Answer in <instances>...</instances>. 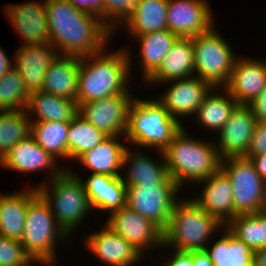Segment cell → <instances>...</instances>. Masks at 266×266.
I'll return each mask as SVG.
<instances>
[{"instance_id":"cell-1","label":"cell","mask_w":266,"mask_h":266,"mask_svg":"<svg viewBox=\"0 0 266 266\" xmlns=\"http://www.w3.org/2000/svg\"><path fill=\"white\" fill-rule=\"evenodd\" d=\"M44 3L51 45L60 55L84 57L107 48L115 32L98 15L79 9L68 0Z\"/></svg>"},{"instance_id":"cell-2","label":"cell","mask_w":266,"mask_h":266,"mask_svg":"<svg viewBox=\"0 0 266 266\" xmlns=\"http://www.w3.org/2000/svg\"><path fill=\"white\" fill-rule=\"evenodd\" d=\"M127 48L122 47L108 53L105 48L98 53L80 57L76 100L78 105L116 94L130 93L128 79L131 78L130 72L134 65L130 49Z\"/></svg>"},{"instance_id":"cell-3","label":"cell","mask_w":266,"mask_h":266,"mask_svg":"<svg viewBox=\"0 0 266 266\" xmlns=\"http://www.w3.org/2000/svg\"><path fill=\"white\" fill-rule=\"evenodd\" d=\"M188 133L183 127L162 151L168 175L182 190V186L189 182L197 183L209 178L221 165L214 140H200Z\"/></svg>"},{"instance_id":"cell-4","label":"cell","mask_w":266,"mask_h":266,"mask_svg":"<svg viewBox=\"0 0 266 266\" xmlns=\"http://www.w3.org/2000/svg\"><path fill=\"white\" fill-rule=\"evenodd\" d=\"M192 198L182 200L181 197L172 209L169 224L163 231V248L183 252L204 250L212 236L225 228L218 218L201 209Z\"/></svg>"},{"instance_id":"cell-5","label":"cell","mask_w":266,"mask_h":266,"mask_svg":"<svg viewBox=\"0 0 266 266\" xmlns=\"http://www.w3.org/2000/svg\"><path fill=\"white\" fill-rule=\"evenodd\" d=\"M183 126L157 98L146 100L135 96L129 108L124 140L137 149L147 147L163 151Z\"/></svg>"},{"instance_id":"cell-6","label":"cell","mask_w":266,"mask_h":266,"mask_svg":"<svg viewBox=\"0 0 266 266\" xmlns=\"http://www.w3.org/2000/svg\"><path fill=\"white\" fill-rule=\"evenodd\" d=\"M81 177L65 168L57 177L36 185L38 193L49 204L59 226L69 237L93 211Z\"/></svg>"},{"instance_id":"cell-7","label":"cell","mask_w":266,"mask_h":266,"mask_svg":"<svg viewBox=\"0 0 266 266\" xmlns=\"http://www.w3.org/2000/svg\"><path fill=\"white\" fill-rule=\"evenodd\" d=\"M71 240L59 226L49 204L38 194L29 204L20 242L25 252L37 264L49 266L58 260L55 249ZM58 242V243H57ZM58 244V245H57Z\"/></svg>"},{"instance_id":"cell-8","label":"cell","mask_w":266,"mask_h":266,"mask_svg":"<svg viewBox=\"0 0 266 266\" xmlns=\"http://www.w3.org/2000/svg\"><path fill=\"white\" fill-rule=\"evenodd\" d=\"M194 73L212 87H224L233 70L236 53L213 25L207 32L192 37Z\"/></svg>"},{"instance_id":"cell-9","label":"cell","mask_w":266,"mask_h":266,"mask_svg":"<svg viewBox=\"0 0 266 266\" xmlns=\"http://www.w3.org/2000/svg\"><path fill=\"white\" fill-rule=\"evenodd\" d=\"M126 206L150 219L162 231L170 221L172 209L181 199L182 189L168 175L159 185H126ZM179 195V197L177 196Z\"/></svg>"},{"instance_id":"cell-10","label":"cell","mask_w":266,"mask_h":266,"mask_svg":"<svg viewBox=\"0 0 266 266\" xmlns=\"http://www.w3.org/2000/svg\"><path fill=\"white\" fill-rule=\"evenodd\" d=\"M220 169L231 181L235 216L263 211L265 181L249 158H225L221 160Z\"/></svg>"},{"instance_id":"cell-11","label":"cell","mask_w":266,"mask_h":266,"mask_svg":"<svg viewBox=\"0 0 266 266\" xmlns=\"http://www.w3.org/2000/svg\"><path fill=\"white\" fill-rule=\"evenodd\" d=\"M106 219L105 225L131 243L144 256L146 249L149 251L152 248H163V231L150 219L128 206L111 212Z\"/></svg>"},{"instance_id":"cell-12","label":"cell","mask_w":266,"mask_h":266,"mask_svg":"<svg viewBox=\"0 0 266 266\" xmlns=\"http://www.w3.org/2000/svg\"><path fill=\"white\" fill-rule=\"evenodd\" d=\"M135 98L131 93L116 94L79 104V114L108 136H123L127 128L129 108Z\"/></svg>"},{"instance_id":"cell-13","label":"cell","mask_w":266,"mask_h":266,"mask_svg":"<svg viewBox=\"0 0 266 266\" xmlns=\"http://www.w3.org/2000/svg\"><path fill=\"white\" fill-rule=\"evenodd\" d=\"M256 119L248 104H237L214 142L221 160L245 157L254 133Z\"/></svg>"},{"instance_id":"cell-14","label":"cell","mask_w":266,"mask_h":266,"mask_svg":"<svg viewBox=\"0 0 266 266\" xmlns=\"http://www.w3.org/2000/svg\"><path fill=\"white\" fill-rule=\"evenodd\" d=\"M207 0H168L167 29L178 37L192 38L207 32L213 13Z\"/></svg>"},{"instance_id":"cell-15","label":"cell","mask_w":266,"mask_h":266,"mask_svg":"<svg viewBox=\"0 0 266 266\" xmlns=\"http://www.w3.org/2000/svg\"><path fill=\"white\" fill-rule=\"evenodd\" d=\"M4 9L6 19L23 40V45L51 44L44 2L8 4Z\"/></svg>"},{"instance_id":"cell-16","label":"cell","mask_w":266,"mask_h":266,"mask_svg":"<svg viewBox=\"0 0 266 266\" xmlns=\"http://www.w3.org/2000/svg\"><path fill=\"white\" fill-rule=\"evenodd\" d=\"M85 237L86 249L107 266H133L143 260L142 253L107 225Z\"/></svg>"},{"instance_id":"cell-17","label":"cell","mask_w":266,"mask_h":266,"mask_svg":"<svg viewBox=\"0 0 266 266\" xmlns=\"http://www.w3.org/2000/svg\"><path fill=\"white\" fill-rule=\"evenodd\" d=\"M58 160L50 153L39 146L30 135L28 138L18 142L0 160V166L9 170L22 173H32L39 171L47 172L46 179H51L60 175L65 169L57 165Z\"/></svg>"},{"instance_id":"cell-18","label":"cell","mask_w":266,"mask_h":266,"mask_svg":"<svg viewBox=\"0 0 266 266\" xmlns=\"http://www.w3.org/2000/svg\"><path fill=\"white\" fill-rule=\"evenodd\" d=\"M14 68L22 77L26 92L30 95L42 91L45 73L60 55L51 44L22 45L15 50Z\"/></svg>"},{"instance_id":"cell-19","label":"cell","mask_w":266,"mask_h":266,"mask_svg":"<svg viewBox=\"0 0 266 266\" xmlns=\"http://www.w3.org/2000/svg\"><path fill=\"white\" fill-rule=\"evenodd\" d=\"M172 84L158 100L169 111L172 117L180 123L181 117L195 115L202 105L204 97L212 86L200 78L193 76L186 79L173 80L165 84Z\"/></svg>"},{"instance_id":"cell-20","label":"cell","mask_w":266,"mask_h":266,"mask_svg":"<svg viewBox=\"0 0 266 266\" xmlns=\"http://www.w3.org/2000/svg\"><path fill=\"white\" fill-rule=\"evenodd\" d=\"M266 87V60L237 57L224 86L238 104H249Z\"/></svg>"},{"instance_id":"cell-21","label":"cell","mask_w":266,"mask_h":266,"mask_svg":"<svg viewBox=\"0 0 266 266\" xmlns=\"http://www.w3.org/2000/svg\"><path fill=\"white\" fill-rule=\"evenodd\" d=\"M198 183L204 186L200 195L198 194L192 200L201 209L218 218L224 225L236 217L231 181L221 169Z\"/></svg>"},{"instance_id":"cell-22","label":"cell","mask_w":266,"mask_h":266,"mask_svg":"<svg viewBox=\"0 0 266 266\" xmlns=\"http://www.w3.org/2000/svg\"><path fill=\"white\" fill-rule=\"evenodd\" d=\"M192 38L179 37L162 60L158 69L144 82L152 85L195 76Z\"/></svg>"},{"instance_id":"cell-23","label":"cell","mask_w":266,"mask_h":266,"mask_svg":"<svg viewBox=\"0 0 266 266\" xmlns=\"http://www.w3.org/2000/svg\"><path fill=\"white\" fill-rule=\"evenodd\" d=\"M82 184L93 211L111 213L126 206L127 186L121 175L114 177L90 173L87 179L82 180Z\"/></svg>"},{"instance_id":"cell-24","label":"cell","mask_w":266,"mask_h":266,"mask_svg":"<svg viewBox=\"0 0 266 266\" xmlns=\"http://www.w3.org/2000/svg\"><path fill=\"white\" fill-rule=\"evenodd\" d=\"M126 148L123 155L122 179L126 185H159L167 176V166L162 151H157L161 161L146 156L144 150ZM132 151V152H131ZM163 159V160H162ZM125 174V175H123Z\"/></svg>"},{"instance_id":"cell-25","label":"cell","mask_w":266,"mask_h":266,"mask_svg":"<svg viewBox=\"0 0 266 266\" xmlns=\"http://www.w3.org/2000/svg\"><path fill=\"white\" fill-rule=\"evenodd\" d=\"M33 187L0 195V236L20 241L28 204L39 194Z\"/></svg>"},{"instance_id":"cell-26","label":"cell","mask_w":266,"mask_h":266,"mask_svg":"<svg viewBox=\"0 0 266 266\" xmlns=\"http://www.w3.org/2000/svg\"><path fill=\"white\" fill-rule=\"evenodd\" d=\"M80 57L59 55L45 73L42 91L69 100H77Z\"/></svg>"},{"instance_id":"cell-27","label":"cell","mask_w":266,"mask_h":266,"mask_svg":"<svg viewBox=\"0 0 266 266\" xmlns=\"http://www.w3.org/2000/svg\"><path fill=\"white\" fill-rule=\"evenodd\" d=\"M127 145L120 136H108L93 149L80 155L75 161L91 170L92 174L122 175L123 155Z\"/></svg>"},{"instance_id":"cell-28","label":"cell","mask_w":266,"mask_h":266,"mask_svg":"<svg viewBox=\"0 0 266 266\" xmlns=\"http://www.w3.org/2000/svg\"><path fill=\"white\" fill-rule=\"evenodd\" d=\"M25 110L31 122H70L79 113V106L74 100L39 91L29 95Z\"/></svg>"},{"instance_id":"cell-29","label":"cell","mask_w":266,"mask_h":266,"mask_svg":"<svg viewBox=\"0 0 266 266\" xmlns=\"http://www.w3.org/2000/svg\"><path fill=\"white\" fill-rule=\"evenodd\" d=\"M167 5L168 0H140L122 25L134 37L165 30Z\"/></svg>"},{"instance_id":"cell-30","label":"cell","mask_w":266,"mask_h":266,"mask_svg":"<svg viewBox=\"0 0 266 266\" xmlns=\"http://www.w3.org/2000/svg\"><path fill=\"white\" fill-rule=\"evenodd\" d=\"M219 89L223 91H221L222 94L217 91ZM237 104V101L224 87L223 89L222 87H212L194 117L201 128L204 127L208 131L218 133L230 118Z\"/></svg>"},{"instance_id":"cell-31","label":"cell","mask_w":266,"mask_h":266,"mask_svg":"<svg viewBox=\"0 0 266 266\" xmlns=\"http://www.w3.org/2000/svg\"><path fill=\"white\" fill-rule=\"evenodd\" d=\"M223 231L204 249L214 266H253L254 251L227 229Z\"/></svg>"},{"instance_id":"cell-32","label":"cell","mask_w":266,"mask_h":266,"mask_svg":"<svg viewBox=\"0 0 266 266\" xmlns=\"http://www.w3.org/2000/svg\"><path fill=\"white\" fill-rule=\"evenodd\" d=\"M139 41V63L143 80H147L160 66L162 60L171 50L175 41L179 38L175 33L165 29L136 36Z\"/></svg>"},{"instance_id":"cell-33","label":"cell","mask_w":266,"mask_h":266,"mask_svg":"<svg viewBox=\"0 0 266 266\" xmlns=\"http://www.w3.org/2000/svg\"><path fill=\"white\" fill-rule=\"evenodd\" d=\"M69 122L37 121L31 123V136L57 160H68Z\"/></svg>"},{"instance_id":"cell-34","label":"cell","mask_w":266,"mask_h":266,"mask_svg":"<svg viewBox=\"0 0 266 266\" xmlns=\"http://www.w3.org/2000/svg\"><path fill=\"white\" fill-rule=\"evenodd\" d=\"M108 135L94 127L79 113L69 122L68 159L76 160L83 153L103 142Z\"/></svg>"},{"instance_id":"cell-35","label":"cell","mask_w":266,"mask_h":266,"mask_svg":"<svg viewBox=\"0 0 266 266\" xmlns=\"http://www.w3.org/2000/svg\"><path fill=\"white\" fill-rule=\"evenodd\" d=\"M31 123L26 110L0 111V160L18 142L31 135Z\"/></svg>"},{"instance_id":"cell-36","label":"cell","mask_w":266,"mask_h":266,"mask_svg":"<svg viewBox=\"0 0 266 266\" xmlns=\"http://www.w3.org/2000/svg\"><path fill=\"white\" fill-rule=\"evenodd\" d=\"M29 94L22 77L15 68L0 77V111L25 110Z\"/></svg>"},{"instance_id":"cell-37","label":"cell","mask_w":266,"mask_h":266,"mask_svg":"<svg viewBox=\"0 0 266 266\" xmlns=\"http://www.w3.org/2000/svg\"><path fill=\"white\" fill-rule=\"evenodd\" d=\"M260 227L259 212L237 215L225 225L234 237L243 241L253 251L261 249Z\"/></svg>"},{"instance_id":"cell-38","label":"cell","mask_w":266,"mask_h":266,"mask_svg":"<svg viewBox=\"0 0 266 266\" xmlns=\"http://www.w3.org/2000/svg\"><path fill=\"white\" fill-rule=\"evenodd\" d=\"M140 0H103L100 19L114 32L128 18ZM118 24V25H117Z\"/></svg>"},{"instance_id":"cell-39","label":"cell","mask_w":266,"mask_h":266,"mask_svg":"<svg viewBox=\"0 0 266 266\" xmlns=\"http://www.w3.org/2000/svg\"><path fill=\"white\" fill-rule=\"evenodd\" d=\"M35 262L25 252L20 241L0 236V264L4 266H31Z\"/></svg>"},{"instance_id":"cell-40","label":"cell","mask_w":266,"mask_h":266,"mask_svg":"<svg viewBox=\"0 0 266 266\" xmlns=\"http://www.w3.org/2000/svg\"><path fill=\"white\" fill-rule=\"evenodd\" d=\"M266 153V123L256 122L249 150L245 158Z\"/></svg>"},{"instance_id":"cell-41","label":"cell","mask_w":266,"mask_h":266,"mask_svg":"<svg viewBox=\"0 0 266 266\" xmlns=\"http://www.w3.org/2000/svg\"><path fill=\"white\" fill-rule=\"evenodd\" d=\"M248 105L256 122L266 123V87Z\"/></svg>"},{"instance_id":"cell-42","label":"cell","mask_w":266,"mask_h":266,"mask_svg":"<svg viewBox=\"0 0 266 266\" xmlns=\"http://www.w3.org/2000/svg\"><path fill=\"white\" fill-rule=\"evenodd\" d=\"M172 253L173 254L170 256L171 258H167L162 266H194L192 261V251L183 252L173 250Z\"/></svg>"},{"instance_id":"cell-43","label":"cell","mask_w":266,"mask_h":266,"mask_svg":"<svg viewBox=\"0 0 266 266\" xmlns=\"http://www.w3.org/2000/svg\"><path fill=\"white\" fill-rule=\"evenodd\" d=\"M75 7L99 15L103 11V0H68Z\"/></svg>"},{"instance_id":"cell-44","label":"cell","mask_w":266,"mask_h":266,"mask_svg":"<svg viewBox=\"0 0 266 266\" xmlns=\"http://www.w3.org/2000/svg\"><path fill=\"white\" fill-rule=\"evenodd\" d=\"M249 159L255 165L256 172L266 181V153L251 156Z\"/></svg>"},{"instance_id":"cell-45","label":"cell","mask_w":266,"mask_h":266,"mask_svg":"<svg viewBox=\"0 0 266 266\" xmlns=\"http://www.w3.org/2000/svg\"><path fill=\"white\" fill-rule=\"evenodd\" d=\"M194 266H214L205 250L192 251Z\"/></svg>"},{"instance_id":"cell-46","label":"cell","mask_w":266,"mask_h":266,"mask_svg":"<svg viewBox=\"0 0 266 266\" xmlns=\"http://www.w3.org/2000/svg\"><path fill=\"white\" fill-rule=\"evenodd\" d=\"M10 60L12 59H9V56L6 54V52L0 47V77L14 68V66H12L14 65L12 64L14 61Z\"/></svg>"},{"instance_id":"cell-47","label":"cell","mask_w":266,"mask_h":266,"mask_svg":"<svg viewBox=\"0 0 266 266\" xmlns=\"http://www.w3.org/2000/svg\"><path fill=\"white\" fill-rule=\"evenodd\" d=\"M259 222L261 224L260 233H261V249L266 248V212L259 211Z\"/></svg>"},{"instance_id":"cell-48","label":"cell","mask_w":266,"mask_h":266,"mask_svg":"<svg viewBox=\"0 0 266 266\" xmlns=\"http://www.w3.org/2000/svg\"><path fill=\"white\" fill-rule=\"evenodd\" d=\"M253 266H266V248L254 251Z\"/></svg>"},{"instance_id":"cell-49","label":"cell","mask_w":266,"mask_h":266,"mask_svg":"<svg viewBox=\"0 0 266 266\" xmlns=\"http://www.w3.org/2000/svg\"><path fill=\"white\" fill-rule=\"evenodd\" d=\"M263 211L266 212V181H265V198H264V206H263Z\"/></svg>"}]
</instances>
